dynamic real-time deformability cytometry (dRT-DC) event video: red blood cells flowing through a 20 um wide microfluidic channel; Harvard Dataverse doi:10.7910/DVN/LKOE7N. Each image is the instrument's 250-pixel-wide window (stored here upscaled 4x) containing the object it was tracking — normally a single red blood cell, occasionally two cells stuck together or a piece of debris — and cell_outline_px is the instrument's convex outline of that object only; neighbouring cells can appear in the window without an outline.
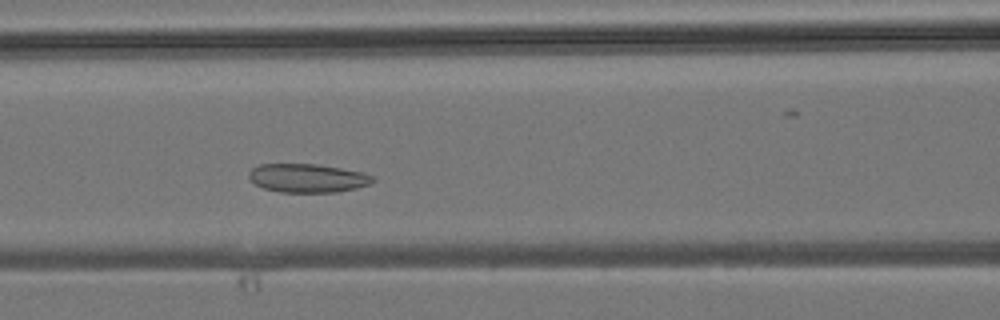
{"species": "common noctule bat (a hibernating species)", "species_latin": "Nyctalus noctula", "temperature_condition": "room temperature", "stored_images_in_passage": 39, "camera_frame_rate_fps": 3000, "um_per_image_px": 0.085, "animal": {"sex": "male", "body_mass_g": 19.2, "forearm_length_mm": 51.8}, "frame": {"image": 1, "passage_image": 13, "time_ms": 4.0, "image_size_px": [1000, 320], "cell_outline_px": [[376, 180], [368, 184], [356, 188], [336, 192], [280, 192], [264, 188], [256, 184], [248, 176], [248, 172], [252, 168], [260, 164], [316, 164], [364, 172], [376, 176]], "centroid_in_image_um": [26.17, 15.13], "position_along_channel_um": 140.4, "area_um2": 20.69}}
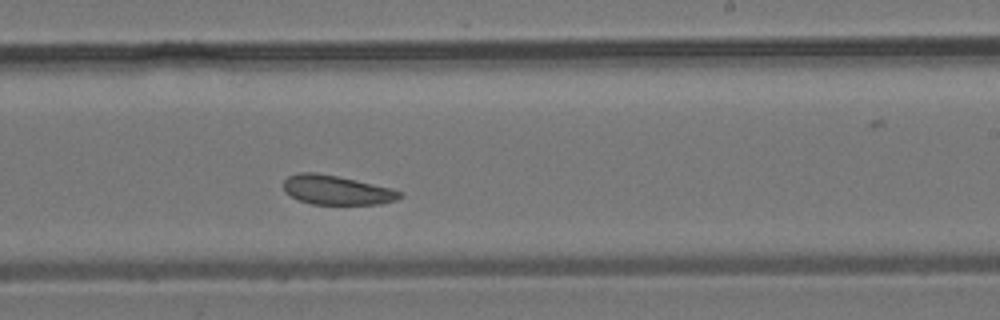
{"frame": {"image": 2, "passage_image": 21, "time_ms": 6.667, "image_size_px": [1000, 320], "cell_outline_px": [[404, 196], [396, 200], [380, 204], [312, 204], [300, 200], [284, 192], [284, 180], [288, 176], [300, 172], [316, 172], [356, 180], [392, 188], [400, 192]], "centroid_in_image_um": [28.62, 16.15], "position_along_channel_um": 260.4, "area_um2": 19.77}}
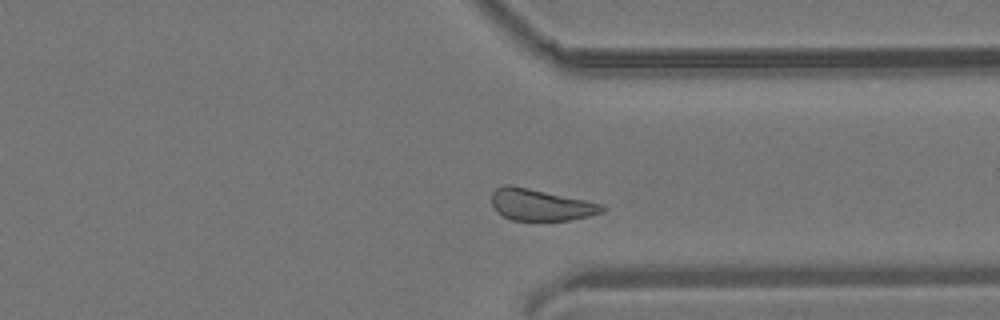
{"frame": {"image": 3, "passage_image": 28, "time_ms": 9.0, "image_size_px": [1000, 320], "cell_outline_px": [[608, 208], [604, 212], [572, 220], [512, 220], [496, 212], [492, 204], [492, 192], [496, 188], [504, 184], [512, 184], [604, 204]], "centroid_in_image_um": [45.97, 17.4], "position_along_channel_um": 365.4, "area_um2": 20.58}}